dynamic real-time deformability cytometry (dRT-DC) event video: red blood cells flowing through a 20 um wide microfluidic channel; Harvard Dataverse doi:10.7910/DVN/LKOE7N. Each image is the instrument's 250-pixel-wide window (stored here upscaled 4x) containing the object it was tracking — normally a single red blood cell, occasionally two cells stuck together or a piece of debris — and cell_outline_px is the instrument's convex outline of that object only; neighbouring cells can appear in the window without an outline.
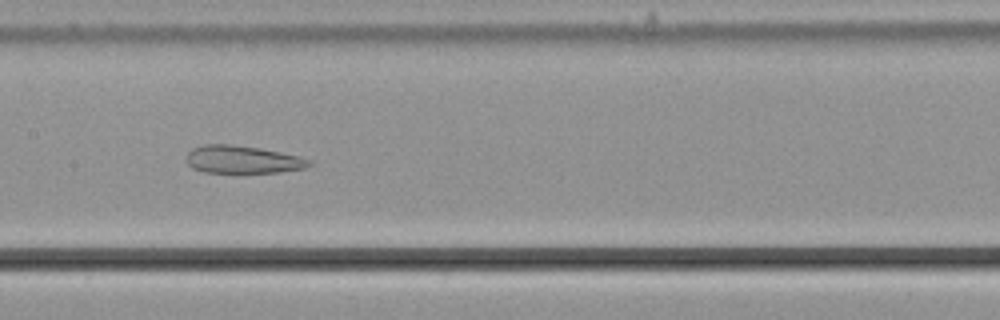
{"species": "common noctule bat (a hibernating species)", "species_latin": "Nyctalus noctula", "temperature_condition": "cold", "stored_images_in_passage": 53, "camera_frame_rate_fps": 3000, "um_per_image_px": 0.085, "animal": {"sex": "male", "body_mass_g": 21.5, "forearm_length_mm": 52.0}, "frame": {"image": 1, "passage_image": 26, "time_ms": 8.333, "image_size_px": [1000, 320], "cell_outline_px": [[316, 164], [304, 168], [280, 172], [240, 176], [236, 176], [204, 172], [192, 168], [188, 164], [184, 156], [192, 148], [204, 144], [228, 144], [260, 148], [300, 156], [312, 160]], "centroid_in_image_um": [20.62, 13.62], "position_along_channel_um": 186.8, "area_um2": 21.15}}
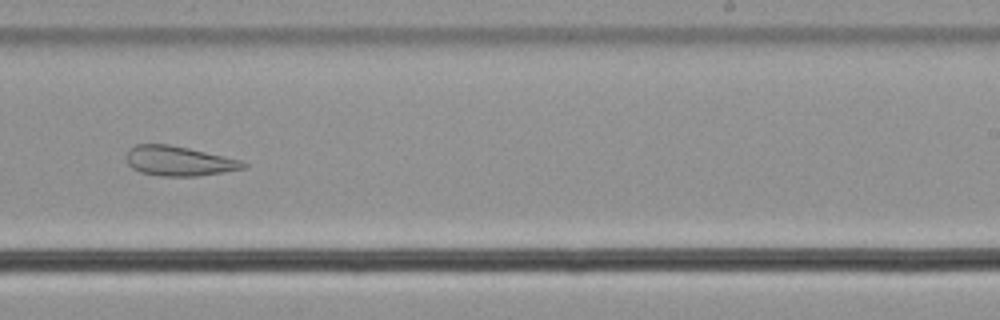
{"frame": {"image": 2, "passage_image": 33, "time_ms": 10.667, "image_size_px": [1000, 320], "cell_outline_px": [[248, 164], [244, 168], [196, 176], [160, 176], [140, 172], [132, 168], [128, 164], [128, 152], [136, 144], [168, 144], [188, 148], [224, 156], [240, 160]], "centroid_in_image_um": [15.19, 13.68], "position_along_channel_um": 273.8, "area_um2": 19.88}}
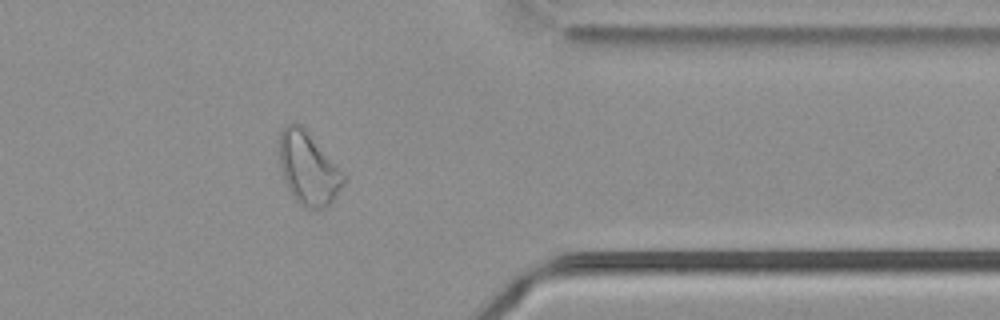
{"frame": {"image": 3, "passage_image": 43, "time_ms": 14.0, "image_size_px": [1000, 320], "cell_outline_px": [[348, 180], [332, 200], [324, 208], [304, 208], [296, 200], [288, 188], [284, 180], [280, 164], [280, 132], [284, 124], [296, 120], [304, 128]], "centroid_in_image_um": [26.18, 14.3], "position_along_channel_um": 385.2, "area_um2": 26.7}, "authors_computed_cell_mechanics": {"area_um2": 28.2642, "velocity_mm_per_s": 3.7406, "shape_relaxation_time_tau1_ms": null, "shape_relaxation_time_tau2_ms": 2.7772, "deformation_change_tau1": null, "deformation_change_tau2": 0.1172}}